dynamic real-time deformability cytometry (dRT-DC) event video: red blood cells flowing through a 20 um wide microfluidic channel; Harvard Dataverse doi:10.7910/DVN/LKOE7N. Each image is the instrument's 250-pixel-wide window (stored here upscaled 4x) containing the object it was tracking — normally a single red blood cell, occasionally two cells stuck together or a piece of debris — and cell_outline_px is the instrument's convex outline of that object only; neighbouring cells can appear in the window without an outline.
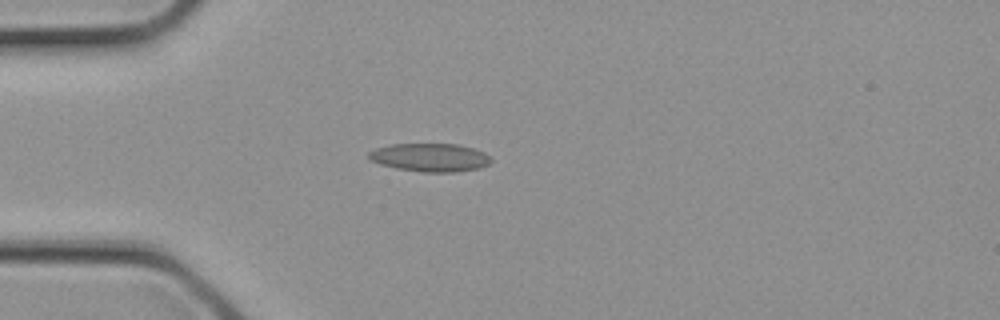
{"species": "common noctule bat (a hibernating species)", "species_latin": "Nyctalus noctula", "temperature_condition": "cold", "stored_images_in_passage": 3, "camera_frame_rate_fps": 3000, "um_per_image_px": 0.085, "animal": {"sex": "female", "body_mass_g": 21.9}, "frame": {"image": 1, "passage_image": 3, "time_ms": 0.667, "image_size_px": [1000, 320], "cell_outline_px": [[492, 160], [488, 164], [480, 168], [456, 172], [420, 172], [396, 168], [380, 164], [372, 160], [368, 156], [368, 152], [376, 148], [392, 144], [460, 144], [484, 152]], "centroid_in_image_um": [36.56, 13.38], "position_along_channel_um": 48.4, "area_um2": 20.11}}